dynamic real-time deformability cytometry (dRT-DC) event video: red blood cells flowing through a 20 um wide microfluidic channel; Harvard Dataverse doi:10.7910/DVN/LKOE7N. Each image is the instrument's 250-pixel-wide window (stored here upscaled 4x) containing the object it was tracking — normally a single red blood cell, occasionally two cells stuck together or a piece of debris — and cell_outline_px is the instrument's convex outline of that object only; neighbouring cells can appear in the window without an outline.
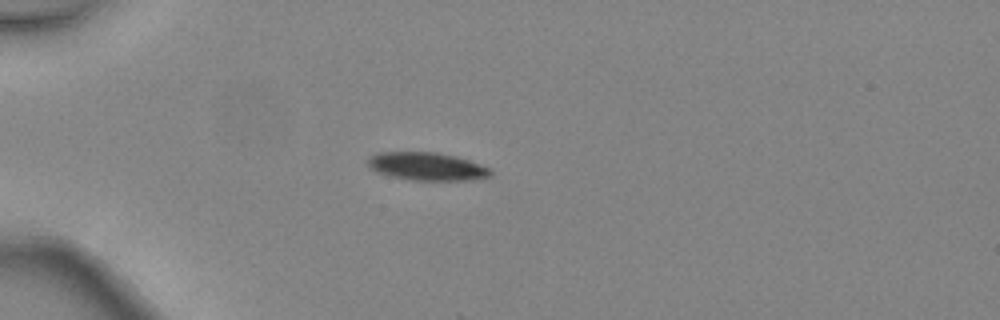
{"species": "common noctule bat (a hibernating species)", "species_latin": "Nyctalus noctula", "temperature_condition": "warm", "stored_images_in_passage": 3, "camera_frame_rate_fps": 3000, "um_per_image_px": 0.085, "animal": {"sex": "female", "body_mass_g": 24.6, "forearm_length_mm": 56.2}, "frame": {"image": 1, "passage_image": 2, "time_ms": 0.333, "image_size_px": [1000, 320], "cell_outline_px": [[492, 172], [488, 176], [468, 180], [412, 180], [392, 176], [376, 172], [368, 168], [368, 156], [376, 152], [436, 152], [456, 156], [468, 160], [488, 168]], "centroid_in_image_um": [36.2, 14.13], "position_along_channel_um": 48.8, "area_um2": 19.88}}